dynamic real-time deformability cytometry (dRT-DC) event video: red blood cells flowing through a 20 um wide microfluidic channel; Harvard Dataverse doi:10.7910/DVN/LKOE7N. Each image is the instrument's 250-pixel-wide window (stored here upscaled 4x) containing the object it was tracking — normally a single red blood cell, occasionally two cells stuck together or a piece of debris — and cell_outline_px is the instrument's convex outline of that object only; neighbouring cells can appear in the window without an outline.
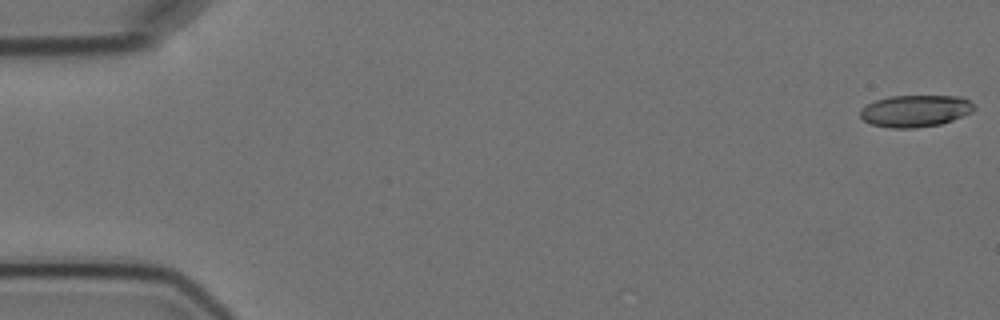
{"species": "Egyptian fruit bat (a non-hibernating species)", "species_latin": "Rousettus aegyptiacus", "temperature_condition": "cold", "stored_images_in_passage": 10, "camera_frame_rate_fps": 3000, "um_per_image_px": 0.085, "animal": {"sex": "female"}, "frame": {"image": 1, "passage_image": 1, "time_ms": 0.0, "image_size_px": [1000, 320], "cell_outline_px": [[976, 108], [972, 112], [952, 120], [940, 124], [912, 128], [888, 128], [872, 124], [864, 120], [860, 116], [860, 108], [876, 100], [888, 96], [964, 96]], "centroid_in_image_um": [77.8, 9.42], "position_along_channel_um": 7.2, "area_um2": 21.15}}
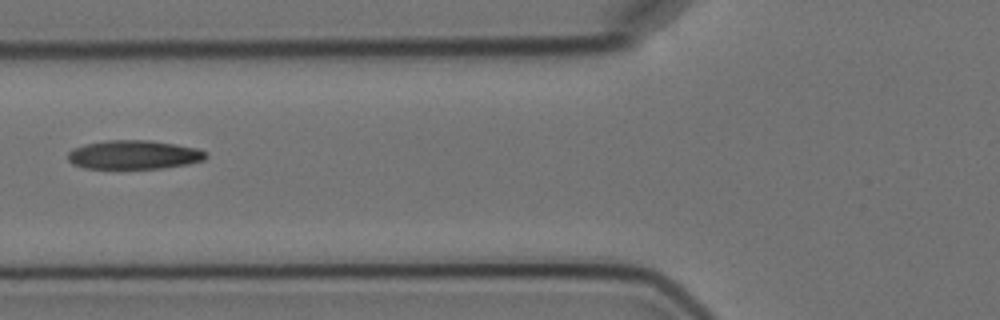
{"frame": {"image": 2, "passage_image": 7, "time_ms": 7.0, "image_size_px": [1000, 320], "cell_outline_px": [[208, 156], [204, 160], [188, 164], [160, 168], [84, 168], [72, 164], [68, 160], [68, 152], [72, 148], [84, 144], [104, 140], [148, 140], [176, 144], [196, 148], [208, 152]], "centroid_in_image_um": [11.37, 13.14], "position_along_channel_um": 114.4, "area_um2": 23.35}}
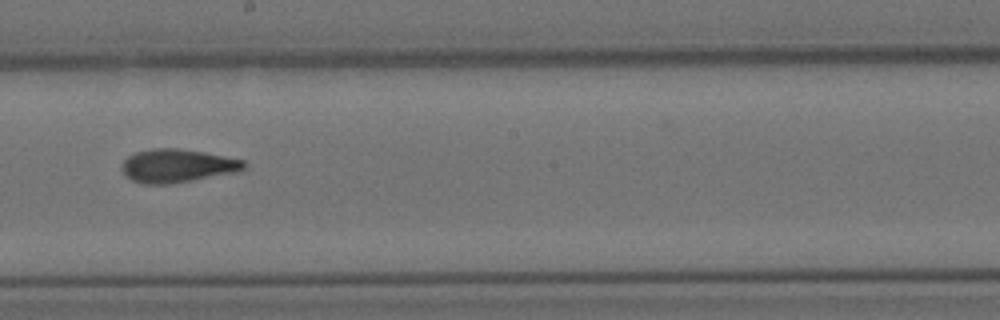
{"frame": {"image": 3, "passage_image": 10, "time_ms": 10.333, "image_size_px": [1000, 320], "cell_outline_px": [[248, 164], [244, 168], [236, 172], [192, 180], [168, 184], [144, 184], [132, 180], [120, 168], [120, 164], [128, 156], [136, 152], [152, 148], [176, 148], [204, 152], [244, 160]], "centroid_in_image_um": [15.05, 14.08], "position_along_channel_um": 233.1, "area_um2": 23.64}}